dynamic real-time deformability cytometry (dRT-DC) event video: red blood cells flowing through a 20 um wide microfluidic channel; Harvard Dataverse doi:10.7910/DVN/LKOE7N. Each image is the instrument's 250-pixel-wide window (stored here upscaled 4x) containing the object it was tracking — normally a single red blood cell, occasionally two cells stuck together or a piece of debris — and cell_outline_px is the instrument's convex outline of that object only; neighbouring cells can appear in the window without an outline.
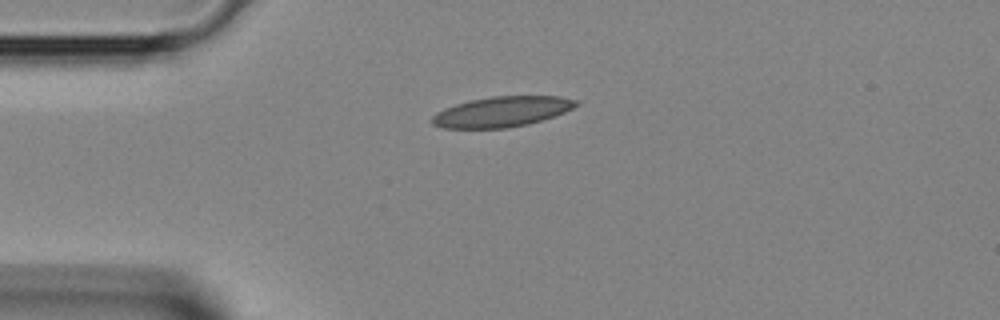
{"species": "Egyptian fruit bat (a non-hibernating species)", "species_latin": "Rousettus aegyptiacus", "temperature_condition": "room temperature", "stored_images_in_passage": 1, "camera_frame_rate_fps": 3000, "um_per_image_px": 0.085, "animal": {"sex": "female"}, "frame": {"image": 1, "passage_image": 1, "time_ms": 0.0, "image_size_px": [1000, 320], "cell_outline_px": [[580, 104], [564, 112], [528, 124], [504, 128], [444, 128], [432, 124], [432, 116], [436, 112], [444, 108], [468, 100], [492, 96], [560, 96], [580, 100]], "centroid_in_image_um": [42.66, 9.48], "position_along_channel_um": 42.3, "area_um2": 25.43}}